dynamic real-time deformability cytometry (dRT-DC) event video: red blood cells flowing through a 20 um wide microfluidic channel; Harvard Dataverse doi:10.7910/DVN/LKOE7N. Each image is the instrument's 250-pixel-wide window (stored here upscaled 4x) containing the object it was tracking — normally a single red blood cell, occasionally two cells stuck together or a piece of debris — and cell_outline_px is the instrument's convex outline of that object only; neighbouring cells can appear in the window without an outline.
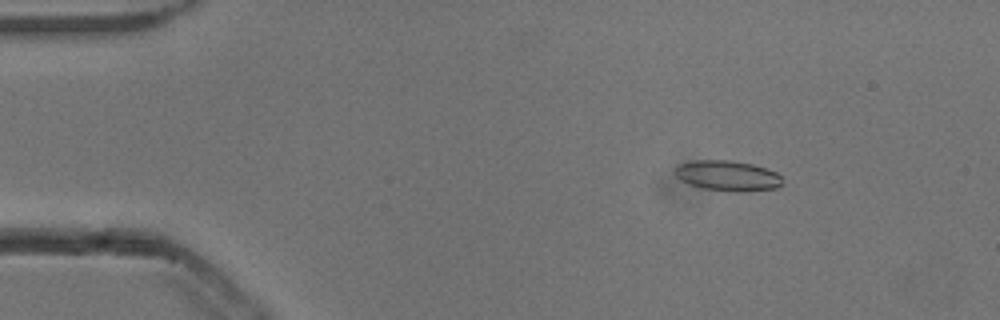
{"species": "common noctule bat (a hibernating species)", "species_latin": "Nyctalus noctula", "temperature_condition": "cold", "stored_images_in_passage": 54, "camera_frame_rate_fps": 3000, "um_per_image_px": 0.085, "animal": {"sex": "male", "body_mass_g": 13.3}, "frame": {"image": 1, "passage_image": 8, "time_ms": 2.333, "image_size_px": [1000, 320], "cell_outline_px": [[780, 184], [776, 188], [744, 192], [732, 192], [700, 188], [688, 184], [680, 180], [676, 176], [676, 168], [680, 164], [696, 160], [728, 160], [752, 164], [776, 172], [780, 176]], "centroid_in_image_um": [61.82, 14.95], "position_along_channel_um": 23.2, "area_um2": 18.9}}
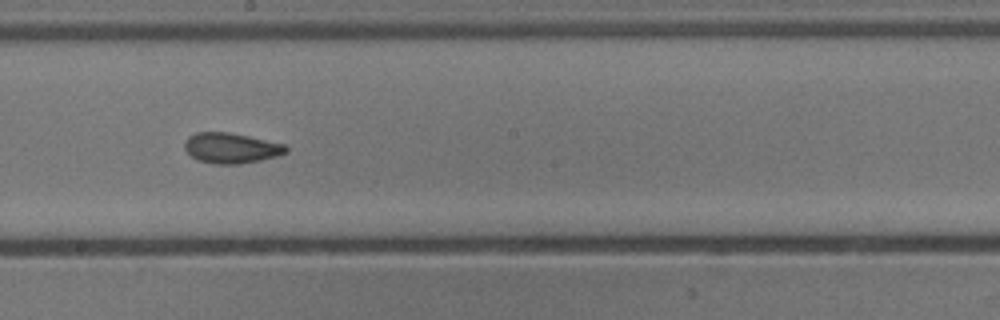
{"frame": {"image": 2, "passage_image": 30, "time_ms": 9.667, "image_size_px": [1000, 320], "cell_outline_px": [[288, 152], [276, 156], [260, 160], [240, 164], [216, 164], [196, 160], [184, 148], [184, 144], [188, 136], [196, 132], [228, 132], [248, 136], [284, 144], [288, 148]], "centroid_in_image_um": [19.63, 12.58], "position_along_channel_um": 228.6, "area_um2": 17.92}}
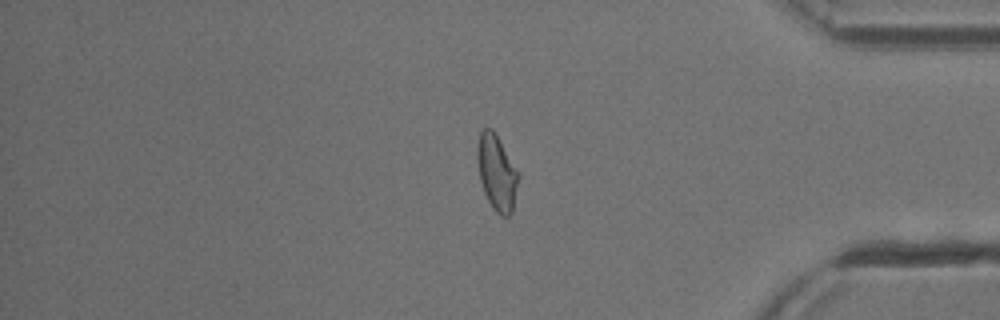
{"frame": {"image": 3, "passage_image": 45, "time_ms": 14.667, "image_size_px": [1000, 320], "cell_outline_px": [[520, 176], [512, 212], [508, 216], [500, 216], [492, 208], [484, 192], [480, 180], [476, 156], [476, 148], [480, 132], [484, 128], [492, 128]], "centroid_in_image_um": [42.21, 14.69], "position_along_channel_um": 393.0, "area_um2": 17.98}, "authors_computed_cell_mechanics": {"area_um2": 17.918, "velocity_mm_per_s": 3.8495, "shape_relaxation_time_tau1_ms": 7.1244, "shape_relaxation_time_tau2_ms": 2.2845, "deformation_change_tau1": 0.1809, "deformation_change_tau2": 0.0914}}